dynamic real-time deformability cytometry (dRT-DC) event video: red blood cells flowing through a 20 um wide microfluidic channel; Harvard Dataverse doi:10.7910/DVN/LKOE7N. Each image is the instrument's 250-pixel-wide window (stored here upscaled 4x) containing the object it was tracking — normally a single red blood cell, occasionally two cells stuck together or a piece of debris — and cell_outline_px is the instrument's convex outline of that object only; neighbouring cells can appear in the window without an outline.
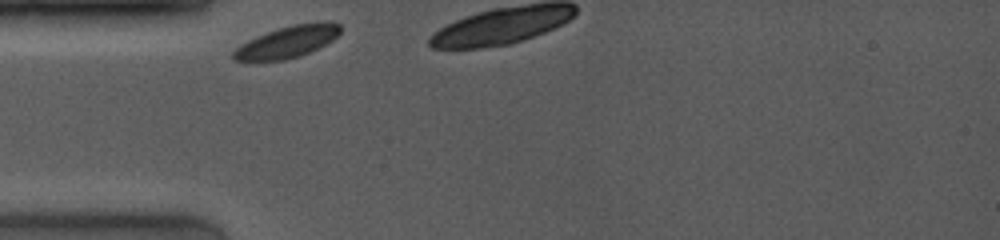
{"species": "common noctule bat (a hibernating species)", "species_latin": "Nyctalus noctula", "temperature_condition": "room temperature", "stored_images_in_passage": 2, "camera_frame_rate_fps": 4000, "um_per_image_px": 0.085, "animal": {"sex": "female", "body_mass_g": 19.0, "forearm_length_mm": 53.3}, "frame": {"image": 1, "passage_image": 1, "time_ms": 0.0, "image_size_px": [1000, 240], "cell_outline_px": [[340, 32], [332, 40], [300, 56], [284, 60], [232, 60], [232, 52], [240, 44], [256, 36], [292, 24], [320, 20], [324, 20], [340, 24]], "centroid_in_image_um": [24.43, 3.53], "position_along_channel_um": 60.6, "area_um2": 19.65}}